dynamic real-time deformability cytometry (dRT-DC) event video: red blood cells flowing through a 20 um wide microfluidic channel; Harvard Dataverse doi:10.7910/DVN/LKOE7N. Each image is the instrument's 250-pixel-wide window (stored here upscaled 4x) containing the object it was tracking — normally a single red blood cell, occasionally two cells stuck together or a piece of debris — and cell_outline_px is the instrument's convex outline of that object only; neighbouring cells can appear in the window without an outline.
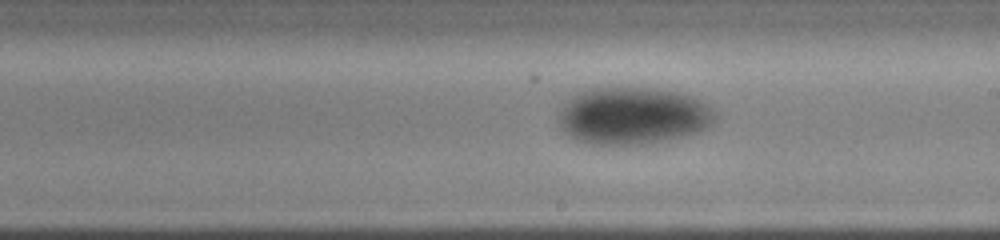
{"species": "human", "species_latin": "Homo sapiens", "temperature_condition": "cold", "stored_images_in_passage": 10, "segment_of_instrument_passage": [2, 2], "camera_frame_rate_fps": 3000, "um_per_image_px": 0.085, "donor": {"sex": "male"}, "frame": {"image": 1, "passage_image": 10, "time_ms": 8.0, "image_size_px": [1000, 240], "cell_outline_px": [[716, 116], [712, 124], [708, 128], [696, 132], [680, 136], [640, 144], [592, 144], [580, 140], [564, 132], [560, 124], [560, 108], [576, 92], [588, 88], [656, 88], [680, 92], [692, 96], [708, 104], [716, 112]], "centroid_in_image_um": [53.81, 9.81], "position_along_channel_um": 235.2, "area_um2": 51.85}}